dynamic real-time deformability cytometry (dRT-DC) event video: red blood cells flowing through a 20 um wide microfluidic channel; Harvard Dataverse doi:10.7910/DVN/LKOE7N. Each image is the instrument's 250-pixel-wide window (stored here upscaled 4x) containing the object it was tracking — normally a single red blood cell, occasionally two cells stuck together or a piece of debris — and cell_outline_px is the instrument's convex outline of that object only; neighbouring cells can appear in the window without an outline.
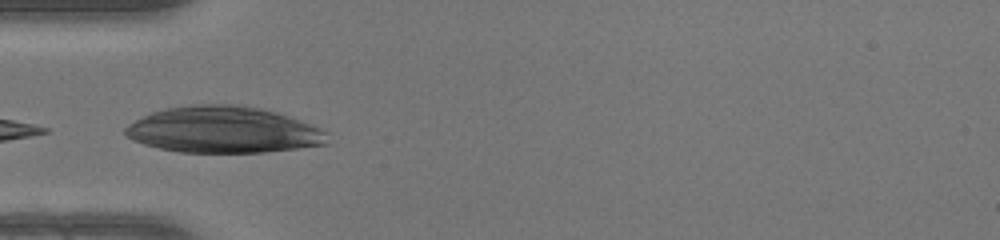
{"species": "human", "species_latin": "Homo sapiens", "temperature_condition": "warm", "stored_images_in_passage": 29, "camera_frame_rate_fps": 3000, "um_per_image_px": 0.085, "donor": {"sex": "female"}, "frame": {"image": 1, "passage_image": 14, "time_ms": 4.333, "image_size_px": [1000, 240], "cell_outline_px": [[328, 144], [264, 152], [180, 152], [160, 148], [144, 144], [132, 140], [124, 132], [124, 128], [128, 124], [152, 112], [164, 108], [192, 104], [244, 104], [264, 108], [300, 120], [324, 132]], "centroid_in_image_um": [18.94, 11.02], "position_along_channel_um": 66.1, "area_um2": 54.45}}